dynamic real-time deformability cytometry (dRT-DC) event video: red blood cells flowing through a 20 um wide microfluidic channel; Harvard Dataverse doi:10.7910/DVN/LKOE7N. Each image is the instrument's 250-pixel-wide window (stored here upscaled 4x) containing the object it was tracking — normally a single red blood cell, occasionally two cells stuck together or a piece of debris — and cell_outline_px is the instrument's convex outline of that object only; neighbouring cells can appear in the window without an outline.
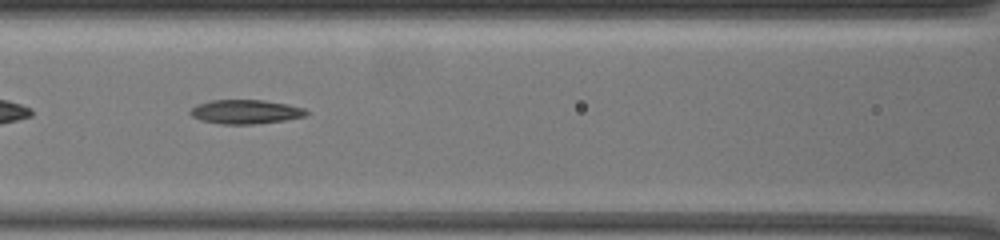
{"species": "common noctule bat (a hibernating species)", "species_latin": "Nyctalus noctula", "temperature_condition": "warm", "stored_images_in_passage": 12, "camera_frame_rate_fps": 3000, "um_per_image_px": 0.085, "animal": {"sex": "female", "body_mass_g": 19.5, "forearm_length_mm": 54.1}, "frame": {"image": 1, "passage_image": 8, "time_ms": 2.333, "image_size_px": [1000, 240], "cell_outline_px": [[308, 112], [304, 116], [284, 120], [252, 124], [220, 124], [200, 120], [192, 116], [188, 112], [196, 104], [212, 100], [264, 100], [288, 104], [304, 108]], "centroid_in_image_um": [20.83, 9.49], "position_along_channel_um": 145.8, "area_um2": 16.24}}
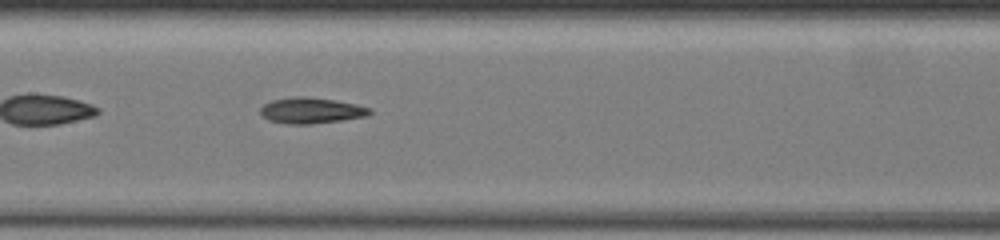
{"frame": {"image": 2, "passage_image": 11, "time_ms": 3.333, "image_size_px": [1000, 240], "cell_outline_px": [[372, 112], [368, 116], [312, 124], [288, 124], [268, 120], [260, 116], [260, 108], [264, 104], [272, 100], [296, 96], [304, 96], [332, 100], [356, 104], [372, 108]], "centroid_in_image_um": [26.43, 9.4], "position_along_channel_um": 181.0, "area_um2": 16.53}}